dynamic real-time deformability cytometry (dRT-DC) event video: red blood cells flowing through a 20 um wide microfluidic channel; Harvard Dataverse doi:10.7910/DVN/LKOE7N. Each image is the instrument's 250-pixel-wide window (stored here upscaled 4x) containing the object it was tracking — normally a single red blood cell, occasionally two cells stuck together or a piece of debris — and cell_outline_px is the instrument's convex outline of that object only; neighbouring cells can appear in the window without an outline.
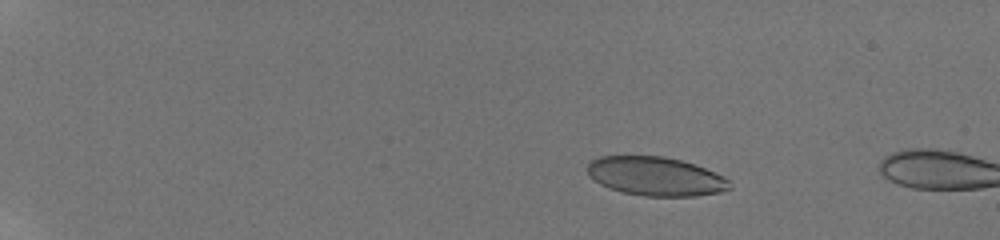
{"species": "human", "species_latin": "Homo sapiens", "temperature_condition": "room temperature", "stored_images_in_passage": 9, "camera_frame_rate_fps": 3000, "um_per_image_px": 0.085, "donor": {"sex": "male"}, "frame": {"image": 1, "passage_image": 1, "time_ms": 0.0, "image_size_px": [1000, 240], "cell_outline_px": [[732, 188], [720, 192], [696, 196], [644, 196], [624, 192], [608, 188], [592, 180], [588, 176], [588, 164], [592, 160], [600, 156], [664, 156], [680, 160], [704, 168], [724, 176], [728, 180]], "centroid_in_image_um": [55.71, 14.99], "position_along_channel_um": 29.3, "area_um2": 32.19}}